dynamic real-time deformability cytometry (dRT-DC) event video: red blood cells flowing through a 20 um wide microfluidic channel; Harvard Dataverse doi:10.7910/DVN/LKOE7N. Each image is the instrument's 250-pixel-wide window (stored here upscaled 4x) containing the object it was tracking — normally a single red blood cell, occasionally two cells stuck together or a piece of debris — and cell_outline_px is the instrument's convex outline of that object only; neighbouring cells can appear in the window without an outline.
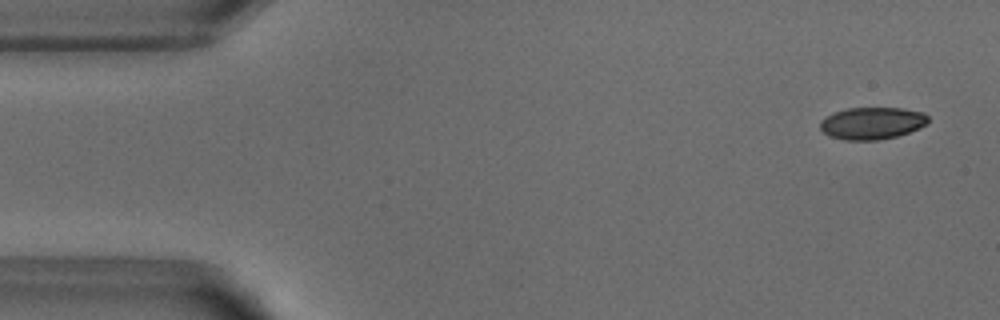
{"species": "common noctule bat (a hibernating species)", "species_latin": "Nyctalus noctula", "temperature_condition": "warm", "stored_images_in_passage": 52, "camera_frame_rate_fps": 3000, "um_per_image_px": 0.085, "animal": {"sex": "male", "body_mass_g": 18.8}, "frame": {"image": 1, "passage_image": 3, "time_ms": 0.667, "image_size_px": [1000, 320], "cell_outline_px": [[928, 124], [920, 128], [896, 136], [876, 140], [844, 140], [828, 136], [820, 128], [820, 120], [824, 116], [832, 112], [848, 108], [904, 108], [924, 112], [928, 116]], "centroid_in_image_um": [74.11, 10.46], "position_along_channel_um": 10.9, "area_um2": 20.46}}
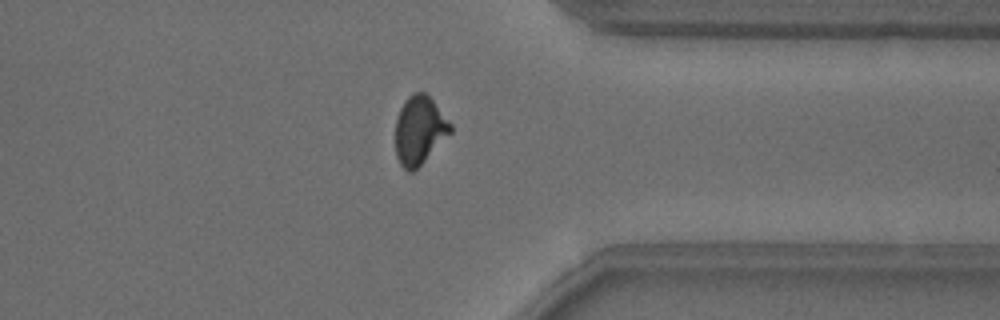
{"frame": {"image": 2, "passage_image": 40, "time_ms": 13.0, "image_size_px": [1000, 320], "cell_outline_px": [[452, 132], [412, 172], [408, 172], [400, 164], [396, 156], [396, 120], [400, 108], [404, 100], [412, 92], [424, 92], [432, 100], [452, 124]], "centroid_in_image_um": [35.64, 11.05], "position_along_channel_um": 375.8, "area_um2": 21.68}}
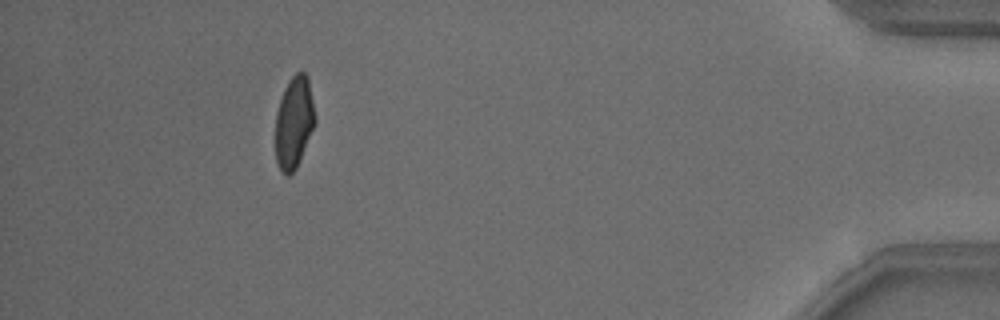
{"frame": {"image": 3, "passage_image": 47, "time_ms": 15.333, "image_size_px": [1000, 320], "cell_outline_px": [[316, 124], [300, 160], [296, 168], [288, 176], [280, 172], [276, 160], [276, 112], [284, 88], [288, 80], [296, 72], [304, 72], [308, 76], [316, 120]], "centroid_in_image_um": [25.0, 10.41], "position_along_channel_um": 410.2, "area_um2": 21.39}, "authors_computed_cell_mechanics": {"area_um2": 21.7906, "velocity_mm_per_s": 3.882, "shape_relaxation_time_tau1_ms": 7.1921, "shape_relaxation_time_tau2_ms": 1.0353, "deformation_change_tau1": 0.1876, "deformation_change_tau2": 0.0647}}